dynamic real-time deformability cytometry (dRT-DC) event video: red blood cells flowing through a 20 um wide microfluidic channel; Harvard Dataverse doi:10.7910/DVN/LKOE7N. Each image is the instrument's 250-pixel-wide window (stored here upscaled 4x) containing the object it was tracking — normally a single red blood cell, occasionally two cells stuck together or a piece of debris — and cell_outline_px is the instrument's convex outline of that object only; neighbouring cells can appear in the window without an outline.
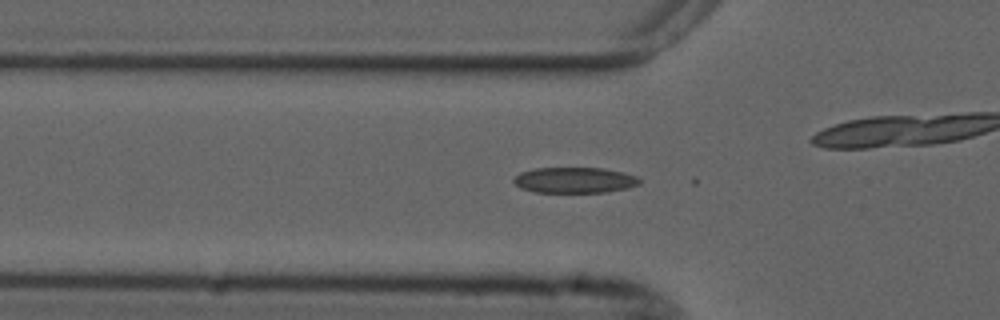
{"species": "common noctule bat (a hibernating species)", "species_latin": "Nyctalus noctula", "temperature_condition": "cold", "stored_images_in_passage": 33, "camera_frame_rate_fps": 3000, "um_per_image_px": 0.085, "animal": {"sex": "male", "forearm_length_mm": 52.5}, "frame": {"image": 1, "passage_image": 17, "time_ms": 5.333, "image_size_px": [1000, 320], "cell_outline_px": [[640, 184], [628, 188], [608, 192], [536, 192], [520, 188], [512, 180], [520, 172], [536, 168], [600, 168], [624, 172], [636, 176], [640, 180]], "centroid_in_image_um": [48.85, 15.31], "position_along_channel_um": 76.9, "area_um2": 18.84}}
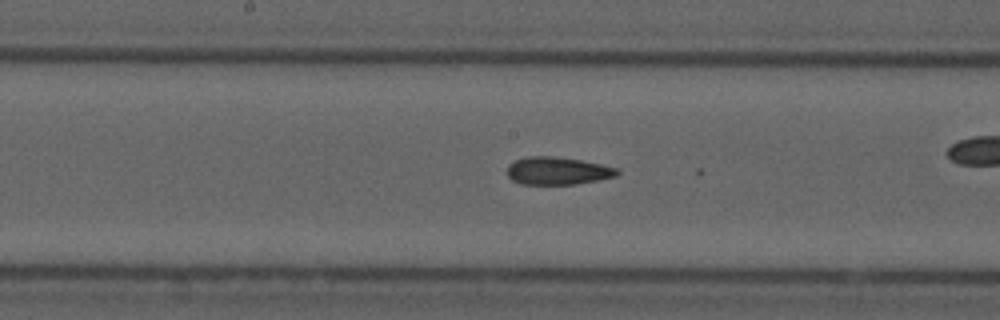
{"frame": {"image": 2, "passage_image": 27, "time_ms": 8.667, "image_size_px": [1000, 320], "cell_outline_px": [[620, 172], [616, 176], [596, 180], [572, 184], [520, 184], [512, 180], [508, 176], [508, 164], [516, 160], [528, 156], [552, 156], [580, 160], [600, 164], [616, 168]], "centroid_in_image_um": [47.36, 14.52], "position_along_channel_um": 200.8, "area_um2": 17.51}}